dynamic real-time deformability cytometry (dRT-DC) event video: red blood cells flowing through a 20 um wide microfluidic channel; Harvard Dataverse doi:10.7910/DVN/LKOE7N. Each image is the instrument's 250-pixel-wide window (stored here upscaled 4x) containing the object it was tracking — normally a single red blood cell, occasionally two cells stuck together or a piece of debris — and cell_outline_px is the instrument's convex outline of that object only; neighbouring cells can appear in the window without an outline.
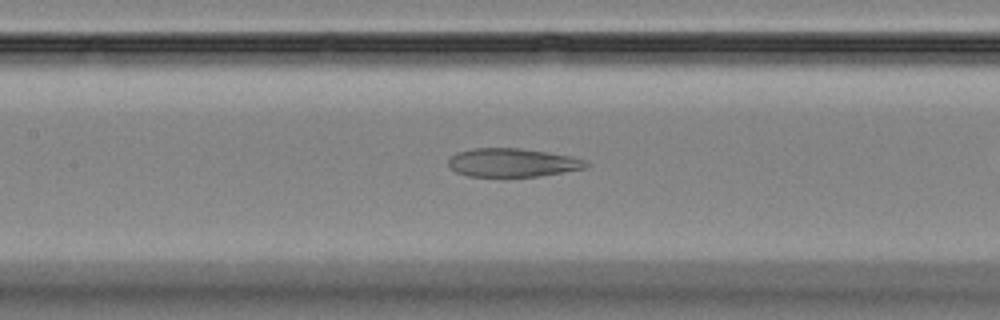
{"species": "Egyptian fruit bat (a non-hibernating species)", "species_latin": "Rousettus aegyptiacus", "temperature_condition": "room temperature", "stored_images_in_passage": 45, "camera_frame_rate_fps": 3000, "um_per_image_px": 0.085, "animal": {"sex": "female"}, "frame": {"image": 1, "passage_image": 25, "time_ms": 8.0, "image_size_px": [1000, 320], "cell_outline_px": [[592, 164], [584, 168], [564, 172], [536, 176], [468, 176], [456, 172], [448, 164], [448, 160], [456, 152], [472, 148], [520, 148], [548, 152], [572, 156], [584, 160]], "centroid_in_image_um": [43.57, 13.81], "position_along_channel_um": 163.8, "area_um2": 22.83}}
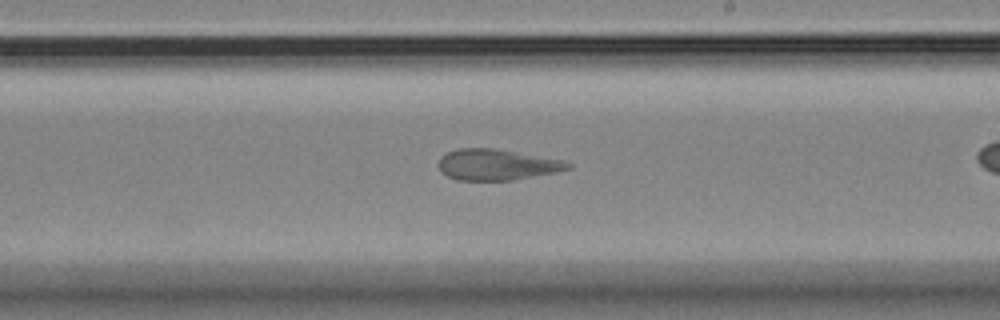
{"frame": {"image": 2, "passage_image": 32, "time_ms": 10.333, "image_size_px": [1000, 320], "cell_outline_px": [[572, 168], [556, 172], [512, 180], [456, 180], [440, 172], [440, 156], [456, 148], [496, 148], [560, 160], [572, 164]], "centroid_in_image_um": [42.2, 13.99], "position_along_channel_um": 246.8, "area_um2": 23.18}}
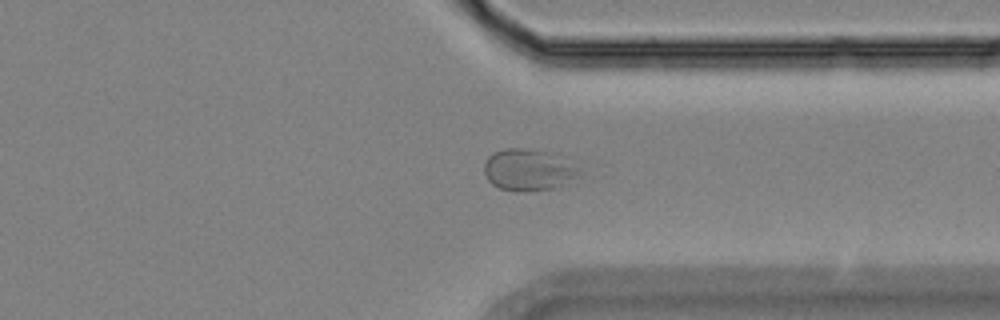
{"frame": {"image": 3, "passage_image": 42, "time_ms": 13.667, "image_size_px": [1000, 320], "cell_outline_px": [[576, 172], [572, 176], [552, 188], [524, 192], [516, 192], [500, 188], [492, 184], [488, 180], [484, 172], [484, 164], [488, 156], [492, 152], [504, 148], [528, 148], [552, 152], [572, 168]], "centroid_in_image_um": [44.7, 14.42], "position_along_channel_um": 366.7, "area_um2": 22.14}}